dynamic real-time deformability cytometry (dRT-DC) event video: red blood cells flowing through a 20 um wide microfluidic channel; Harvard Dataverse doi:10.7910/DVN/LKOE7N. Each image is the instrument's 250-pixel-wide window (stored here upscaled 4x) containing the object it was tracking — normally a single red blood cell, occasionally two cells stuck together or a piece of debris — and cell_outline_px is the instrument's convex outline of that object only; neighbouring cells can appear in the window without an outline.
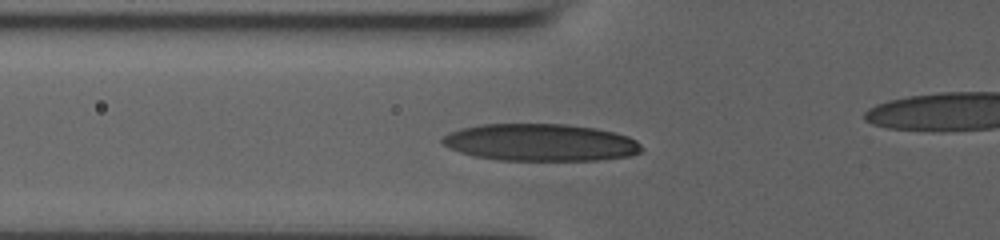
{"species": "human", "species_latin": "Homo sapiens", "temperature_condition": "room temperature", "stored_images_in_passage": 33, "camera_frame_rate_fps": 3000, "um_per_image_px": 0.085, "donor": {"sex": "male"}, "frame": {"image": 1, "passage_image": 12, "time_ms": 4.333, "image_size_px": [1000, 240], "cell_outline_px": [[644, 148], [640, 152], [628, 156], [596, 160], [496, 160], [476, 156], [460, 152], [448, 148], [440, 140], [448, 132], [460, 128], [484, 124], [568, 124], [596, 128], [628, 136], [636, 140]], "centroid_in_image_um": [45.92, 12.1], "position_along_channel_um": 79.9, "area_um2": 43.23}}
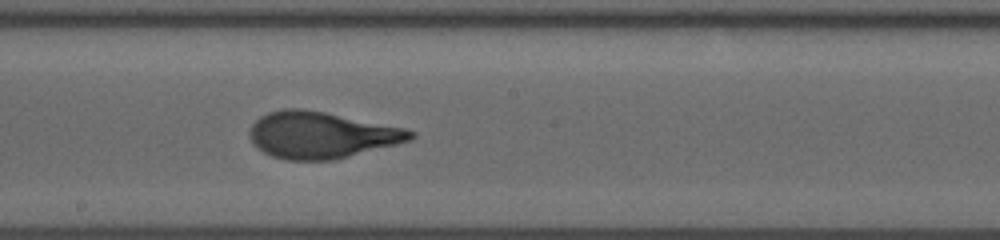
{"frame": {"image": 2, "passage_image": 21, "time_ms": 8.0, "image_size_px": [1000, 240], "cell_outline_px": [[416, 136], [408, 140], [396, 144], [336, 160], [288, 160], [272, 156], [264, 152], [248, 136], [252, 124], [260, 116], [268, 112], [280, 108], [300, 108], [324, 112], [404, 128], [416, 132]], "centroid_in_image_um": [27.29, 11.47], "position_along_channel_um": 220.9, "area_um2": 43.35}}
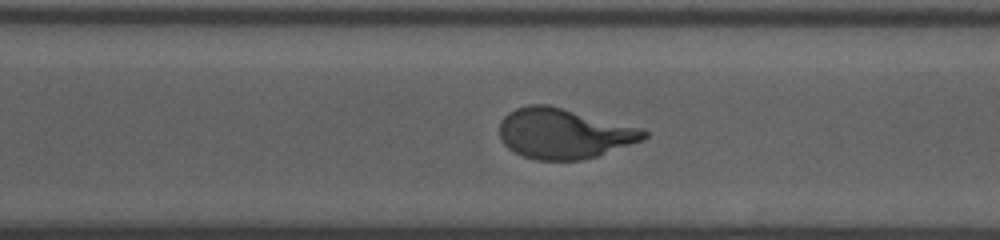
{"frame": {"image": 3, "passage_image": 28, "time_ms": 10.667, "image_size_px": [1000, 240], "cell_outline_px": [[648, 136], [640, 140], [596, 156], [580, 160], [536, 160], [524, 156], [508, 148], [504, 144], [500, 136], [500, 124], [504, 116], [508, 112], [516, 108], [528, 104], [548, 104], [640, 128], [648, 132]], "centroid_in_image_um": [47.87, 11.34], "position_along_channel_um": 322.7, "area_um2": 41.73}, "authors_computed_cell_mechanics": {"area_um2": 42.0784, "velocity_mm_per_s": 3.8322, "shape_relaxation_time_tau1_ms": 5.1109, "shape_relaxation_time_tau2_ms": null, "deformation_change_tau1": 0.2169, "deformation_change_tau2": null}}